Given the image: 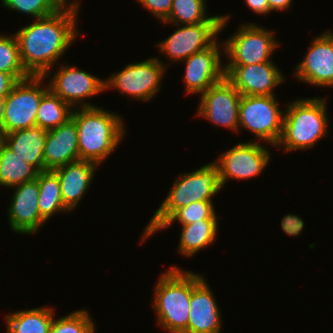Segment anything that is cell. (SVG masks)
<instances>
[{
    "instance_id": "5",
    "label": "cell",
    "mask_w": 333,
    "mask_h": 333,
    "mask_svg": "<svg viewBox=\"0 0 333 333\" xmlns=\"http://www.w3.org/2000/svg\"><path fill=\"white\" fill-rule=\"evenodd\" d=\"M152 306L157 324L169 333H185L190 315L192 272L176 266L160 274Z\"/></svg>"
},
{
    "instance_id": "37",
    "label": "cell",
    "mask_w": 333,
    "mask_h": 333,
    "mask_svg": "<svg viewBox=\"0 0 333 333\" xmlns=\"http://www.w3.org/2000/svg\"><path fill=\"white\" fill-rule=\"evenodd\" d=\"M3 107H4V101H3V99H0V132H1L2 119H3Z\"/></svg>"
},
{
    "instance_id": "15",
    "label": "cell",
    "mask_w": 333,
    "mask_h": 333,
    "mask_svg": "<svg viewBox=\"0 0 333 333\" xmlns=\"http://www.w3.org/2000/svg\"><path fill=\"white\" fill-rule=\"evenodd\" d=\"M294 69L293 75L299 82L333 88V31L314 37L303 60Z\"/></svg>"
},
{
    "instance_id": "19",
    "label": "cell",
    "mask_w": 333,
    "mask_h": 333,
    "mask_svg": "<svg viewBox=\"0 0 333 333\" xmlns=\"http://www.w3.org/2000/svg\"><path fill=\"white\" fill-rule=\"evenodd\" d=\"M97 167L95 162L78 160L54 169L60 181L62 201L70 213L90 189Z\"/></svg>"
},
{
    "instance_id": "10",
    "label": "cell",
    "mask_w": 333,
    "mask_h": 333,
    "mask_svg": "<svg viewBox=\"0 0 333 333\" xmlns=\"http://www.w3.org/2000/svg\"><path fill=\"white\" fill-rule=\"evenodd\" d=\"M231 14H224L222 22H204L177 27L172 34L156 44L159 52L168 57L173 64L187 59L192 54L210 47L227 27Z\"/></svg>"
},
{
    "instance_id": "24",
    "label": "cell",
    "mask_w": 333,
    "mask_h": 333,
    "mask_svg": "<svg viewBox=\"0 0 333 333\" xmlns=\"http://www.w3.org/2000/svg\"><path fill=\"white\" fill-rule=\"evenodd\" d=\"M38 205L41 217L47 222L55 214L69 212L62 201L61 185L54 170L41 171L37 175Z\"/></svg>"
},
{
    "instance_id": "14",
    "label": "cell",
    "mask_w": 333,
    "mask_h": 333,
    "mask_svg": "<svg viewBox=\"0 0 333 333\" xmlns=\"http://www.w3.org/2000/svg\"><path fill=\"white\" fill-rule=\"evenodd\" d=\"M223 54L224 44L218 38L210 47L192 54L181 62H184L186 67L183 78L186 95H201L226 77Z\"/></svg>"
},
{
    "instance_id": "6",
    "label": "cell",
    "mask_w": 333,
    "mask_h": 333,
    "mask_svg": "<svg viewBox=\"0 0 333 333\" xmlns=\"http://www.w3.org/2000/svg\"><path fill=\"white\" fill-rule=\"evenodd\" d=\"M159 59L151 56L144 61L126 64L122 70L111 73L104 80L105 91L115 89L135 101H151L160 92L164 74L171 64Z\"/></svg>"
},
{
    "instance_id": "3",
    "label": "cell",
    "mask_w": 333,
    "mask_h": 333,
    "mask_svg": "<svg viewBox=\"0 0 333 333\" xmlns=\"http://www.w3.org/2000/svg\"><path fill=\"white\" fill-rule=\"evenodd\" d=\"M170 191L148 224L145 226L140 242L148 240L180 208L193 202L212 201L222 188L219 180V168L209 162L198 169L179 173Z\"/></svg>"
},
{
    "instance_id": "4",
    "label": "cell",
    "mask_w": 333,
    "mask_h": 333,
    "mask_svg": "<svg viewBox=\"0 0 333 333\" xmlns=\"http://www.w3.org/2000/svg\"><path fill=\"white\" fill-rule=\"evenodd\" d=\"M326 102L325 96L294 99L286 104L283 130L275 148L282 146L287 153L304 151L328 136L330 121Z\"/></svg>"
},
{
    "instance_id": "34",
    "label": "cell",
    "mask_w": 333,
    "mask_h": 333,
    "mask_svg": "<svg viewBox=\"0 0 333 333\" xmlns=\"http://www.w3.org/2000/svg\"><path fill=\"white\" fill-rule=\"evenodd\" d=\"M17 82L12 74L0 71V99H4Z\"/></svg>"
},
{
    "instance_id": "1",
    "label": "cell",
    "mask_w": 333,
    "mask_h": 333,
    "mask_svg": "<svg viewBox=\"0 0 333 333\" xmlns=\"http://www.w3.org/2000/svg\"><path fill=\"white\" fill-rule=\"evenodd\" d=\"M81 2H67L55 14L34 19L14 32L23 68L29 75L44 76L54 70L58 63L81 34L78 16Z\"/></svg>"
},
{
    "instance_id": "35",
    "label": "cell",
    "mask_w": 333,
    "mask_h": 333,
    "mask_svg": "<svg viewBox=\"0 0 333 333\" xmlns=\"http://www.w3.org/2000/svg\"><path fill=\"white\" fill-rule=\"evenodd\" d=\"M247 4L246 6L250 8L254 14L267 15L270 14V6L268 0H244Z\"/></svg>"
},
{
    "instance_id": "23",
    "label": "cell",
    "mask_w": 333,
    "mask_h": 333,
    "mask_svg": "<svg viewBox=\"0 0 333 333\" xmlns=\"http://www.w3.org/2000/svg\"><path fill=\"white\" fill-rule=\"evenodd\" d=\"M181 226L177 249L184 257L190 258L198 254L217 240L219 220H200Z\"/></svg>"
},
{
    "instance_id": "38",
    "label": "cell",
    "mask_w": 333,
    "mask_h": 333,
    "mask_svg": "<svg viewBox=\"0 0 333 333\" xmlns=\"http://www.w3.org/2000/svg\"><path fill=\"white\" fill-rule=\"evenodd\" d=\"M4 144H5V137L4 134L0 132V153Z\"/></svg>"
},
{
    "instance_id": "33",
    "label": "cell",
    "mask_w": 333,
    "mask_h": 333,
    "mask_svg": "<svg viewBox=\"0 0 333 333\" xmlns=\"http://www.w3.org/2000/svg\"><path fill=\"white\" fill-rule=\"evenodd\" d=\"M281 227L284 233L290 237H298L305 228V222L297 214H286L282 217Z\"/></svg>"
},
{
    "instance_id": "26",
    "label": "cell",
    "mask_w": 333,
    "mask_h": 333,
    "mask_svg": "<svg viewBox=\"0 0 333 333\" xmlns=\"http://www.w3.org/2000/svg\"><path fill=\"white\" fill-rule=\"evenodd\" d=\"M207 0H173L169 17L162 23L190 25L204 22H222L224 15H208Z\"/></svg>"
},
{
    "instance_id": "18",
    "label": "cell",
    "mask_w": 333,
    "mask_h": 333,
    "mask_svg": "<svg viewBox=\"0 0 333 333\" xmlns=\"http://www.w3.org/2000/svg\"><path fill=\"white\" fill-rule=\"evenodd\" d=\"M12 190L14 192L7 208L10 229L16 234L35 235L47 223L39 211L37 178Z\"/></svg>"
},
{
    "instance_id": "17",
    "label": "cell",
    "mask_w": 333,
    "mask_h": 333,
    "mask_svg": "<svg viewBox=\"0 0 333 333\" xmlns=\"http://www.w3.org/2000/svg\"><path fill=\"white\" fill-rule=\"evenodd\" d=\"M207 279L192 271L190 315L185 333H221L222 313Z\"/></svg>"
},
{
    "instance_id": "12",
    "label": "cell",
    "mask_w": 333,
    "mask_h": 333,
    "mask_svg": "<svg viewBox=\"0 0 333 333\" xmlns=\"http://www.w3.org/2000/svg\"><path fill=\"white\" fill-rule=\"evenodd\" d=\"M258 141H247L234 145L213 161L219 168L222 188L232 180H248L260 176L271 162V150Z\"/></svg>"
},
{
    "instance_id": "27",
    "label": "cell",
    "mask_w": 333,
    "mask_h": 333,
    "mask_svg": "<svg viewBox=\"0 0 333 333\" xmlns=\"http://www.w3.org/2000/svg\"><path fill=\"white\" fill-rule=\"evenodd\" d=\"M73 108L50 89L42 96L36 115V126L49 131L71 119Z\"/></svg>"
},
{
    "instance_id": "2",
    "label": "cell",
    "mask_w": 333,
    "mask_h": 333,
    "mask_svg": "<svg viewBox=\"0 0 333 333\" xmlns=\"http://www.w3.org/2000/svg\"><path fill=\"white\" fill-rule=\"evenodd\" d=\"M71 118L77 127L80 160L101 166L126 135L122 116L98 105L73 108Z\"/></svg>"
},
{
    "instance_id": "32",
    "label": "cell",
    "mask_w": 333,
    "mask_h": 333,
    "mask_svg": "<svg viewBox=\"0 0 333 333\" xmlns=\"http://www.w3.org/2000/svg\"><path fill=\"white\" fill-rule=\"evenodd\" d=\"M173 0H136L140 5H143L150 14L158 19V22H164L170 14Z\"/></svg>"
},
{
    "instance_id": "22",
    "label": "cell",
    "mask_w": 333,
    "mask_h": 333,
    "mask_svg": "<svg viewBox=\"0 0 333 333\" xmlns=\"http://www.w3.org/2000/svg\"><path fill=\"white\" fill-rule=\"evenodd\" d=\"M54 307H37L4 315L6 333H50Z\"/></svg>"
},
{
    "instance_id": "11",
    "label": "cell",
    "mask_w": 333,
    "mask_h": 333,
    "mask_svg": "<svg viewBox=\"0 0 333 333\" xmlns=\"http://www.w3.org/2000/svg\"><path fill=\"white\" fill-rule=\"evenodd\" d=\"M44 77L49 80V89L72 108L96 107L87 100L105 92L104 79L78 66L60 64L56 73L49 70Z\"/></svg>"
},
{
    "instance_id": "31",
    "label": "cell",
    "mask_w": 333,
    "mask_h": 333,
    "mask_svg": "<svg viewBox=\"0 0 333 333\" xmlns=\"http://www.w3.org/2000/svg\"><path fill=\"white\" fill-rule=\"evenodd\" d=\"M1 3L6 9L40 19L55 14L67 2L65 0H2Z\"/></svg>"
},
{
    "instance_id": "16",
    "label": "cell",
    "mask_w": 333,
    "mask_h": 333,
    "mask_svg": "<svg viewBox=\"0 0 333 333\" xmlns=\"http://www.w3.org/2000/svg\"><path fill=\"white\" fill-rule=\"evenodd\" d=\"M274 62L250 65H225L226 78L241 95L272 96L285 76Z\"/></svg>"
},
{
    "instance_id": "30",
    "label": "cell",
    "mask_w": 333,
    "mask_h": 333,
    "mask_svg": "<svg viewBox=\"0 0 333 333\" xmlns=\"http://www.w3.org/2000/svg\"><path fill=\"white\" fill-rule=\"evenodd\" d=\"M96 326L88 310L79 309L58 319L54 316L50 333H96Z\"/></svg>"
},
{
    "instance_id": "29",
    "label": "cell",
    "mask_w": 333,
    "mask_h": 333,
    "mask_svg": "<svg viewBox=\"0 0 333 333\" xmlns=\"http://www.w3.org/2000/svg\"><path fill=\"white\" fill-rule=\"evenodd\" d=\"M213 201L193 202L185 207L178 209L159 229L163 231L173 226L174 222L181 225L192 224L200 220H219Z\"/></svg>"
},
{
    "instance_id": "28",
    "label": "cell",
    "mask_w": 333,
    "mask_h": 333,
    "mask_svg": "<svg viewBox=\"0 0 333 333\" xmlns=\"http://www.w3.org/2000/svg\"><path fill=\"white\" fill-rule=\"evenodd\" d=\"M0 71L12 74L18 81L28 78L30 75L23 68L19 45L15 34H0Z\"/></svg>"
},
{
    "instance_id": "39",
    "label": "cell",
    "mask_w": 333,
    "mask_h": 333,
    "mask_svg": "<svg viewBox=\"0 0 333 333\" xmlns=\"http://www.w3.org/2000/svg\"><path fill=\"white\" fill-rule=\"evenodd\" d=\"M66 2H80L79 0H65Z\"/></svg>"
},
{
    "instance_id": "8",
    "label": "cell",
    "mask_w": 333,
    "mask_h": 333,
    "mask_svg": "<svg viewBox=\"0 0 333 333\" xmlns=\"http://www.w3.org/2000/svg\"><path fill=\"white\" fill-rule=\"evenodd\" d=\"M279 103L276 95H242L238 112V130L243 128L252 132L254 138H251V141H263L275 148L282 134L285 113Z\"/></svg>"
},
{
    "instance_id": "9",
    "label": "cell",
    "mask_w": 333,
    "mask_h": 333,
    "mask_svg": "<svg viewBox=\"0 0 333 333\" xmlns=\"http://www.w3.org/2000/svg\"><path fill=\"white\" fill-rule=\"evenodd\" d=\"M44 76H32L18 81L3 99L1 132L32 128L36 126V115L42 96L49 90ZM46 85V86H45Z\"/></svg>"
},
{
    "instance_id": "7",
    "label": "cell",
    "mask_w": 333,
    "mask_h": 333,
    "mask_svg": "<svg viewBox=\"0 0 333 333\" xmlns=\"http://www.w3.org/2000/svg\"><path fill=\"white\" fill-rule=\"evenodd\" d=\"M223 40L224 65H250L274 62L272 54L280 46L275 32L257 23H243Z\"/></svg>"
},
{
    "instance_id": "36",
    "label": "cell",
    "mask_w": 333,
    "mask_h": 333,
    "mask_svg": "<svg viewBox=\"0 0 333 333\" xmlns=\"http://www.w3.org/2000/svg\"><path fill=\"white\" fill-rule=\"evenodd\" d=\"M270 11H286L291 8L293 0H268ZM286 9V10H285Z\"/></svg>"
},
{
    "instance_id": "25",
    "label": "cell",
    "mask_w": 333,
    "mask_h": 333,
    "mask_svg": "<svg viewBox=\"0 0 333 333\" xmlns=\"http://www.w3.org/2000/svg\"><path fill=\"white\" fill-rule=\"evenodd\" d=\"M39 171L5 144L0 153V186L13 188L37 178Z\"/></svg>"
},
{
    "instance_id": "20",
    "label": "cell",
    "mask_w": 333,
    "mask_h": 333,
    "mask_svg": "<svg viewBox=\"0 0 333 333\" xmlns=\"http://www.w3.org/2000/svg\"><path fill=\"white\" fill-rule=\"evenodd\" d=\"M43 157L44 170H54L80 160L77 127L72 118L47 131Z\"/></svg>"
},
{
    "instance_id": "13",
    "label": "cell",
    "mask_w": 333,
    "mask_h": 333,
    "mask_svg": "<svg viewBox=\"0 0 333 333\" xmlns=\"http://www.w3.org/2000/svg\"><path fill=\"white\" fill-rule=\"evenodd\" d=\"M240 92L225 77L199 95L196 115L211 124L238 133Z\"/></svg>"
},
{
    "instance_id": "21",
    "label": "cell",
    "mask_w": 333,
    "mask_h": 333,
    "mask_svg": "<svg viewBox=\"0 0 333 333\" xmlns=\"http://www.w3.org/2000/svg\"><path fill=\"white\" fill-rule=\"evenodd\" d=\"M5 145L20 158L34 166L39 172L44 170V147L47 131L40 127L15 130L4 134Z\"/></svg>"
}]
</instances>
